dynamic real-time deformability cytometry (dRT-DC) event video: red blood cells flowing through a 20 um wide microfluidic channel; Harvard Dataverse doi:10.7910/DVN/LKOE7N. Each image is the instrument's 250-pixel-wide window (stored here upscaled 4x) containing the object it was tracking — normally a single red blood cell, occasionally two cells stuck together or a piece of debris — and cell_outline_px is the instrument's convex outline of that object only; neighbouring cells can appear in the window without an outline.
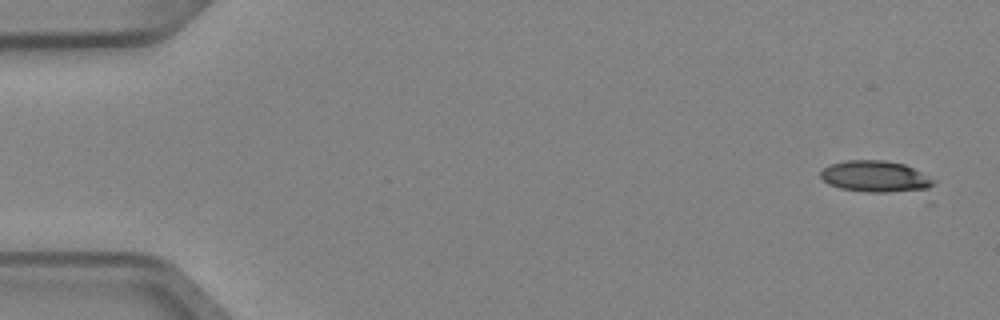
{"species": "Egyptian fruit bat (a non-hibernating species)", "species_latin": "Rousettus aegyptiacus", "temperature_condition": "cold", "stored_images_in_passage": 3, "camera_frame_rate_fps": 3000, "um_per_image_px": 0.085, "animal": {"sex": "female"}, "frame": {"image": 1, "passage_image": 3, "time_ms": 0.667, "image_size_px": [1000, 320], "cell_outline_px": [[936, 184], [932, 204], [924, 204], [840, 188], [828, 184], [820, 176], [820, 172], [824, 168], [832, 164], [848, 160], [884, 160], [904, 164], [936, 180]], "centroid_in_image_um": [74.93, 15.28], "position_along_channel_um": 10.1, "area_um2": 24.85}}